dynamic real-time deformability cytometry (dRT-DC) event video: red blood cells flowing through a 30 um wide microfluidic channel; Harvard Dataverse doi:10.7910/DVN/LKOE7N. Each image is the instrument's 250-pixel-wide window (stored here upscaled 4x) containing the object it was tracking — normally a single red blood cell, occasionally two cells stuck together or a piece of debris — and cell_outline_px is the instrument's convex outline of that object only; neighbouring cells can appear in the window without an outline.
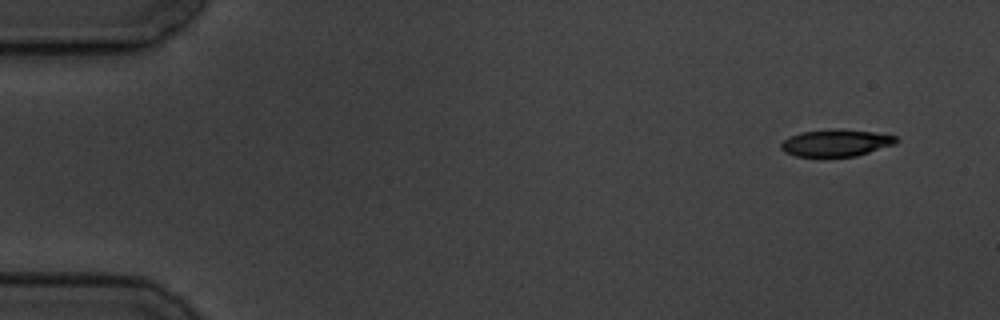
{"species": "common noctule bat (a hibernating species)", "species_latin": "Nyctalus noctula", "temperature_condition": "cold", "stored_images_in_passage": 6, "camera_frame_rate_fps": 3000, "um_per_image_px": 0.085, "animal": {"sex": "male", "body_mass_g": 19.5, "forearm_length_mm": 54.6}, "frame": {"image": 1, "passage_image": 1, "time_ms": 0.0, "image_size_px": [1000, 320], "cell_outline_px": [[900, 140], [896, 144], [856, 156], [824, 160], [796, 156], [784, 152], [780, 148], [780, 144], [784, 140], [800, 132], [836, 128], [840, 128], [876, 132], [896, 136]], "centroid_in_image_um": [71.06, 12.19], "position_along_channel_um": 13.9, "area_um2": 19.13}}
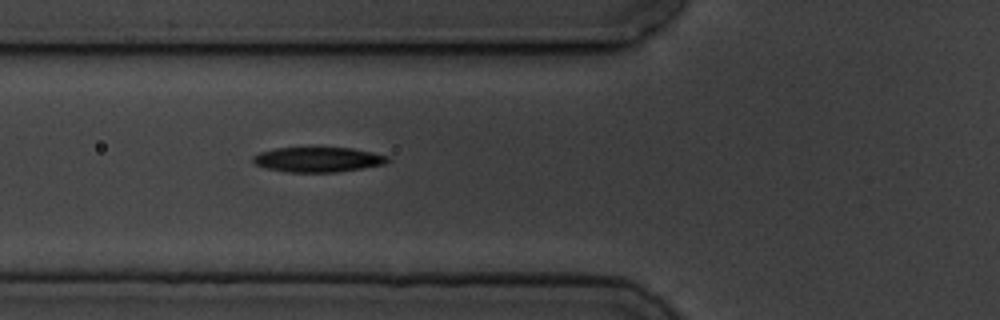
{"frame": {"image": 2, "passage_image": 6, "time_ms": 5.667, "image_size_px": [1000, 320], "cell_outline_px": [[388, 160], [384, 164], [336, 172], [288, 172], [268, 168], [256, 164], [252, 160], [252, 156], [260, 152], [276, 148], [312, 144], [352, 148], [372, 152], [388, 156]], "centroid_in_image_um": [26.99, 13.5], "position_along_channel_um": 98.8, "area_um2": 20.35}}